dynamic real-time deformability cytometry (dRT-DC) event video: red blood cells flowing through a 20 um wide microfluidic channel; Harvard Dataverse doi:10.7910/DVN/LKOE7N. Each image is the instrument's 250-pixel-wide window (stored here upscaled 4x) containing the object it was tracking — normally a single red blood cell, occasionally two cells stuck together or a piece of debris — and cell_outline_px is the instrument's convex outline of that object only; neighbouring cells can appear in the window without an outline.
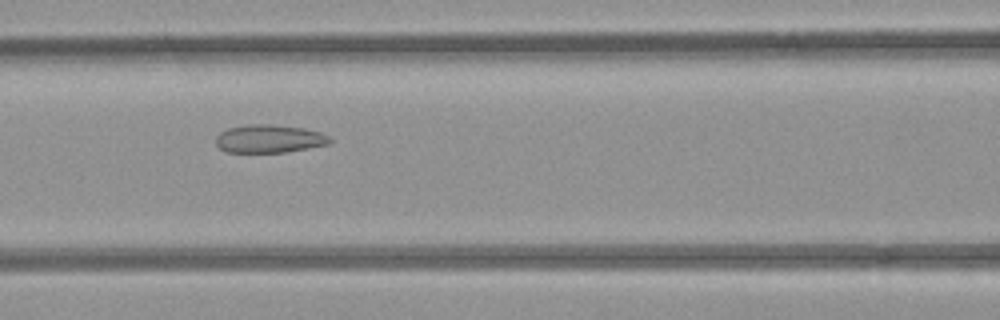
{"species": "common noctule bat (a hibernating species)", "species_latin": "Nyctalus noctula", "temperature_condition": "room temperature", "stored_images_in_passage": 36, "camera_frame_rate_fps": 3000, "um_per_image_px": 0.085, "animal": {"sex": "female", "body_mass_g": 21.9}, "frame": {"image": 1, "passage_image": 6, "time_ms": 1.667, "image_size_px": [1000, 320], "cell_outline_px": [[332, 140], [328, 144], [308, 148], [284, 152], [228, 152], [220, 148], [216, 144], [216, 136], [220, 132], [228, 128], [244, 124], [268, 124], [304, 128], [320, 132], [328, 136]], "centroid_in_image_um": [22.86, 11.78], "position_along_channel_um": 143.7, "area_um2": 18.61}}
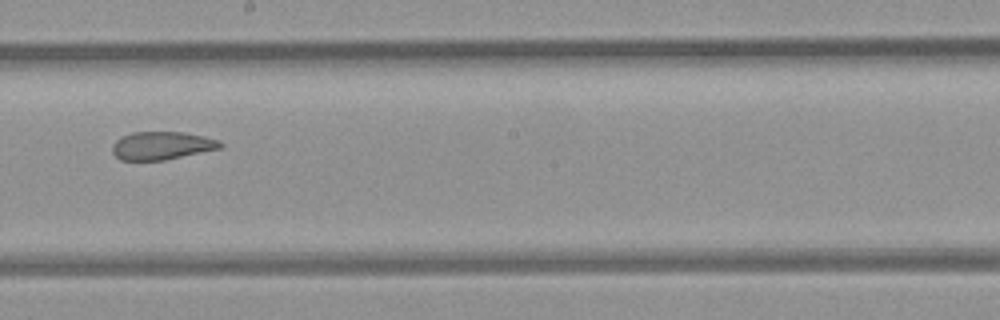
{"frame": {"image": 2, "passage_image": 13, "time_ms": 4.0, "image_size_px": [1000, 320], "cell_outline_px": [[224, 144], [220, 148], [164, 160], [120, 160], [112, 152], [112, 144], [116, 140], [132, 132], [184, 132], [204, 136], [220, 140]], "centroid_in_image_um": [13.76, 12.37], "position_along_channel_um": 234.4, "area_um2": 17.57}}
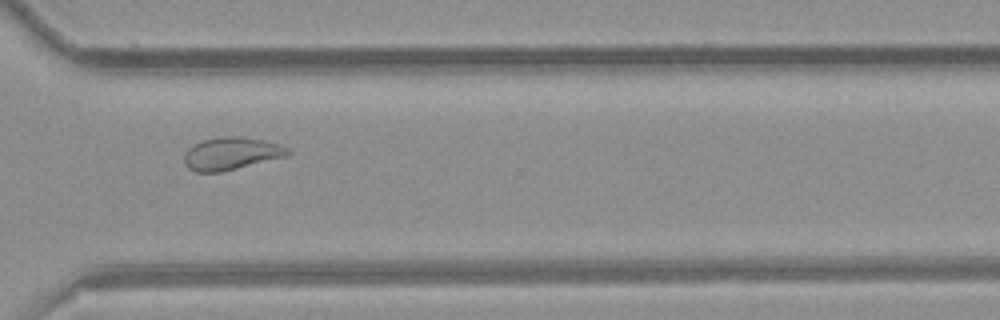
{"frame": {"image": 3, "passage_image": 22, "time_ms": 7.0, "image_size_px": [1000, 320], "cell_outline_px": [[292, 152], [288, 156], [220, 172], [196, 172], [188, 168], [184, 164], [184, 152], [188, 148], [204, 140], [224, 136], [240, 136], [264, 140], [280, 144], [288, 148]], "centroid_in_image_um": [19.67, 13.05], "position_along_channel_um": 350.9, "area_um2": 19.71}}